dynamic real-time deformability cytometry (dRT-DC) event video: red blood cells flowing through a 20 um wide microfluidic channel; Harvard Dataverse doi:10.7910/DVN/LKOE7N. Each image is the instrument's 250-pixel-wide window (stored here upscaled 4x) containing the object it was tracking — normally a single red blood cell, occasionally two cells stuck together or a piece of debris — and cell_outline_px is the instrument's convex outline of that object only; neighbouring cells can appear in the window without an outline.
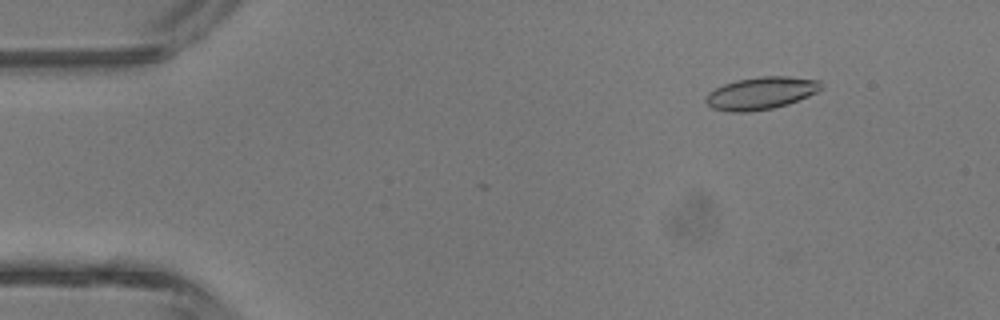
{"species": "common noctule bat (a hibernating species)", "species_latin": "Nyctalus noctula", "temperature_condition": "room temperature", "stored_images_in_passage": 4, "camera_frame_rate_fps": 3000, "um_per_image_px": 0.085, "animal": {"sex": "male", "body_mass_g": 13.3}, "frame": {"image": 1, "passage_image": 2, "time_ms": 1.0, "image_size_px": [1000, 320], "cell_outline_px": [[820, 88], [816, 92], [808, 96], [788, 104], [772, 108], [748, 112], [732, 112], [712, 108], [704, 100], [708, 92], [724, 84], [736, 80], [760, 76], [788, 76], [820, 80]], "centroid_in_image_um": [64.66, 7.91], "position_along_channel_um": 20.3, "area_um2": 21.68}}